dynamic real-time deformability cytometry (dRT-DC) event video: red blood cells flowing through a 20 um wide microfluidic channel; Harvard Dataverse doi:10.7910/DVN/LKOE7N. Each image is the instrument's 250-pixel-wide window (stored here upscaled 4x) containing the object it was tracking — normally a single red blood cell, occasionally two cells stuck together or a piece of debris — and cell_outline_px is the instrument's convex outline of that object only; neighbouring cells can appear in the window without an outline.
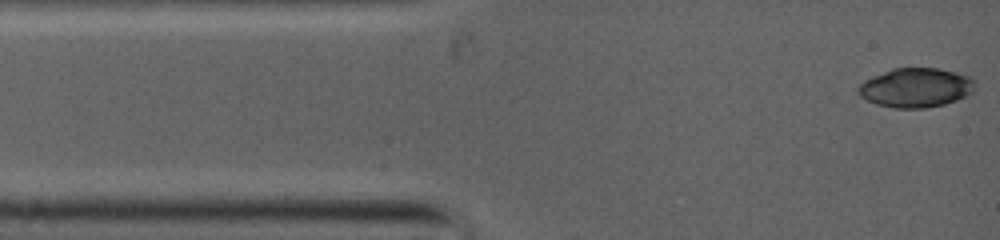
{"species": "common noctule bat (a hibernating species)", "species_latin": "Nyctalus noctula", "temperature_condition": "warm", "stored_images_in_passage": 7, "camera_frame_rate_fps": 5000, "um_per_image_px": 0.085, "animal": {"sex": "female", "body_mass_g": 19.0, "forearm_length_mm": 53.3}, "frame": {"image": 1, "passage_image": 1, "time_ms": 0.0, "image_size_px": [1000, 240], "cell_outline_px": [[976, 88], [972, 92], [956, 100], [944, 104], [924, 108], [896, 108], [876, 104], [860, 96], [856, 92], [856, 88], [864, 80], [872, 76], [892, 68], [940, 68], [972, 76], [976, 80]], "centroid_in_image_um": [77.86, 7.44], "position_along_channel_um": 7.1, "area_um2": 27.05}}
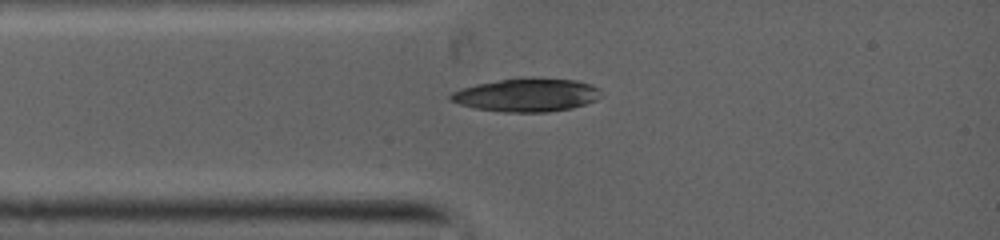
{"frame": {"image": 2, "passage_image": 6, "time_ms": 2.0, "image_size_px": [1000, 240], "cell_outline_px": [[600, 96], [596, 100], [572, 108], [544, 112], [504, 112], [476, 108], [460, 104], [452, 100], [448, 96], [452, 92], [476, 84], [500, 80], [576, 80], [600, 88]], "centroid_in_image_um": [44.77, 8.11], "position_along_channel_um": 40.2, "area_um2": 28.03}}
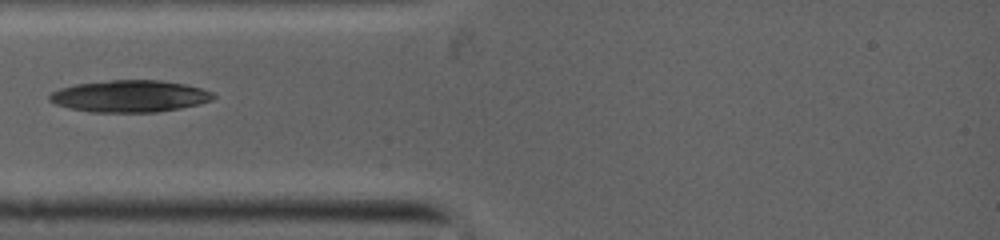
{"frame": {"image": 3, "passage_image": 7, "time_ms": 2.8, "image_size_px": [1000, 240], "cell_outline_px": [[216, 96], [212, 100], [180, 108], [156, 112], [92, 112], [72, 108], [56, 104], [48, 100], [48, 96], [52, 92], [60, 88], [76, 84], [112, 80], [160, 80], [184, 84], [200, 88], [212, 92]], "centroid_in_image_um": [11.02, 8.17], "position_along_channel_um": 74.0, "area_um2": 30.17}}